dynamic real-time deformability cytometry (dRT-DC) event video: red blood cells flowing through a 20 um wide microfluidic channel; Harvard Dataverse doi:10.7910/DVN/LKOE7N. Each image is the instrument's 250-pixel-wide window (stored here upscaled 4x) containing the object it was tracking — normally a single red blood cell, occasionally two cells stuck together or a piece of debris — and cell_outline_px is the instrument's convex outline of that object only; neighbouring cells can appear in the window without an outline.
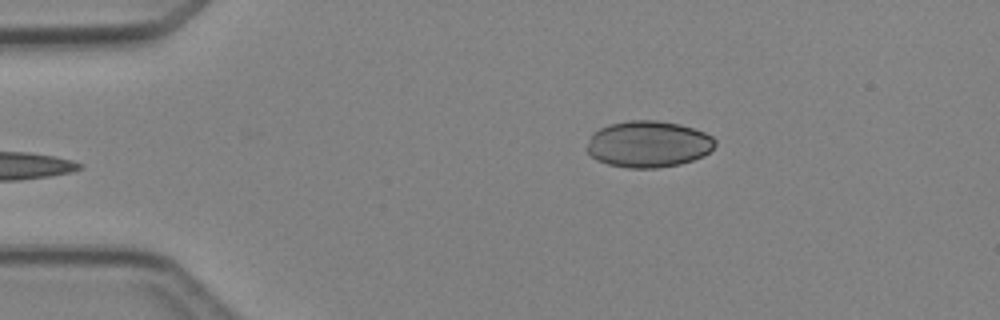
{"species": "Egyptian fruit bat (a non-hibernating species)", "species_latin": "Rousettus aegyptiacus", "temperature_condition": "cold", "stored_images_in_passage": 5, "camera_frame_rate_fps": 3000, "um_per_image_px": 0.085, "animal": {"sex": "female"}, "frame": {"image": 1, "passage_image": 5, "time_ms": 4.667, "image_size_px": [1000, 320], "cell_outline_px": [[716, 144], [704, 156], [680, 164], [656, 168], [628, 168], [608, 164], [596, 160], [588, 152], [588, 140], [592, 132], [608, 124], [628, 120], [656, 120], [680, 124], [704, 132], [712, 136], [716, 140]], "centroid_in_image_um": [55.1, 12.24], "position_along_channel_um": 29.9, "area_um2": 34.85}}